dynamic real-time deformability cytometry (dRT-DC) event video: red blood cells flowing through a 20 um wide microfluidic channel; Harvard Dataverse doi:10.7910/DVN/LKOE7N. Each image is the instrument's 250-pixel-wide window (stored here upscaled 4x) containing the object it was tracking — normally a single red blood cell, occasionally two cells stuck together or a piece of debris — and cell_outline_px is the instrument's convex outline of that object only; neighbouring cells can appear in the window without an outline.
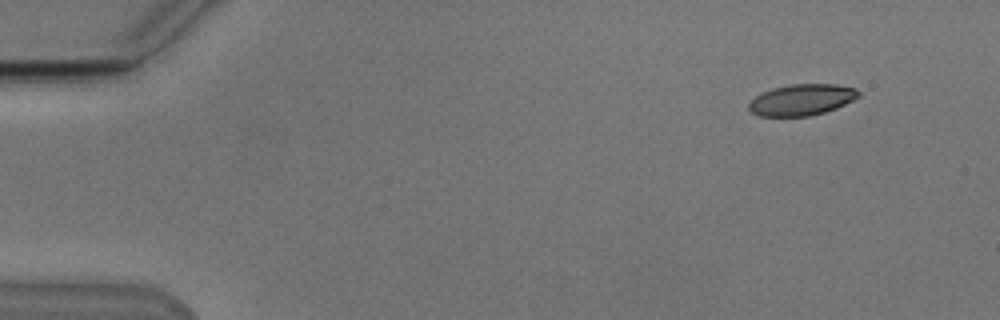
{"species": "Egyptian fruit bat (a non-hibernating species)", "species_latin": "Rousettus aegyptiacus", "temperature_condition": "cold", "stored_images_in_passage": 50, "camera_frame_rate_fps": 3000, "um_per_image_px": 0.085, "animal": {"sex": "male"}, "frame": {"image": 1, "passage_image": 1, "time_ms": 0.0, "image_size_px": [1000, 320], "cell_outline_px": [[860, 96], [836, 108], [824, 112], [808, 116], [760, 116], [752, 112], [748, 108], [748, 104], [756, 96], [772, 88], [792, 84], [836, 84], [856, 88], [860, 92]], "centroid_in_image_um": [68.16, 8.47], "position_along_channel_um": 16.8, "area_um2": 19.83}}
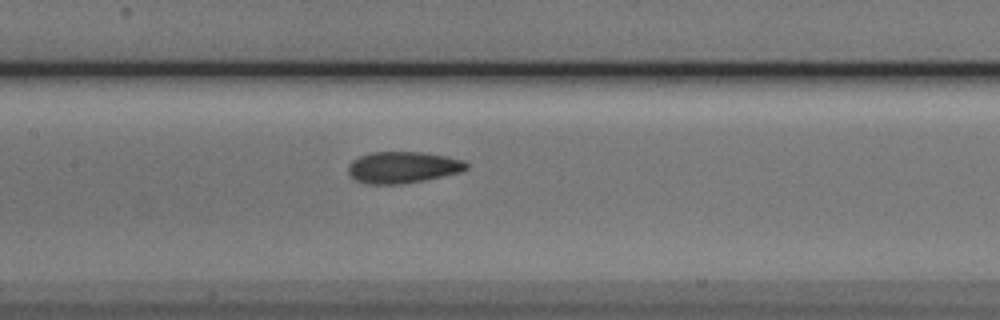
{"frame": {"image": 2, "passage_image": 22, "time_ms": 7.0, "image_size_px": [1000, 320], "cell_outline_px": [[468, 168], [460, 172], [424, 180], [404, 184], [364, 184], [352, 180], [348, 176], [348, 164], [352, 160], [368, 152], [424, 152], [464, 160], [468, 164]], "centroid_in_image_um": [34.17, 14.23], "position_along_channel_um": 173.2, "area_um2": 22.02}}
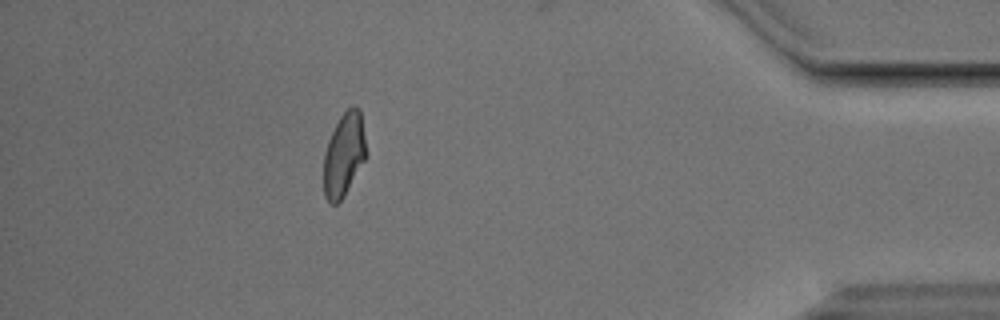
{"frame": {"image": 3, "passage_image": 44, "time_ms": 14.333, "image_size_px": [1000, 320], "cell_outline_px": [[368, 152], [364, 160], [344, 196], [336, 204], [332, 204], [324, 196], [324, 152], [328, 140], [340, 116], [352, 104], [356, 104], [360, 108]], "centroid_in_image_um": [29.25, 13.09], "position_along_channel_um": 405.9, "area_um2": 20.81}, "authors_computed_cell_mechanics": {"area_um2": 21.3282, "velocity_mm_per_s": 3.8255, "shape_relaxation_time_tau1_ms": 9.424, "shape_relaxation_time_tau2_ms": 1.1751, "deformation_change_tau1": 0.2202, "deformation_change_tau2": 0.0723}}